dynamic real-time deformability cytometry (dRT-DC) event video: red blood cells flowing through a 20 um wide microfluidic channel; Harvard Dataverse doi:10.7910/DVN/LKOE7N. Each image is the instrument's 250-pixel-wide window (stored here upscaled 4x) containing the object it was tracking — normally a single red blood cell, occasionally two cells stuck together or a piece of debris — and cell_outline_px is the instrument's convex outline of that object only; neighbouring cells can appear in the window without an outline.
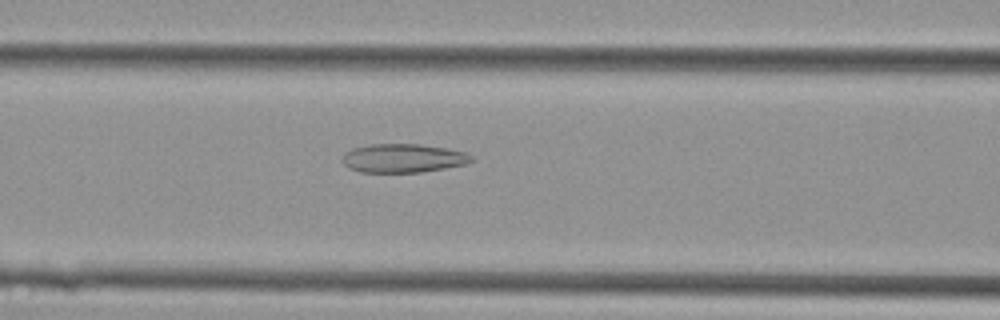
{"species": "Egyptian fruit bat (a non-hibernating species)", "species_latin": "Rousettus aegyptiacus", "temperature_condition": "cold", "stored_images_in_passage": 11, "camera_frame_rate_fps": 3000, "um_per_image_px": 0.085, "animal": {"sex": "female"}, "frame": {"image": 1, "passage_image": 7, "time_ms": 2.0, "image_size_px": [1000, 320], "cell_outline_px": [[476, 160], [464, 164], [444, 168], [420, 172], [360, 172], [348, 168], [340, 160], [344, 152], [352, 148], [368, 144], [420, 144], [448, 148], [464, 152], [472, 156]], "centroid_in_image_um": [34.22, 13.44], "position_along_channel_um": 132.4, "area_um2": 21.79}}
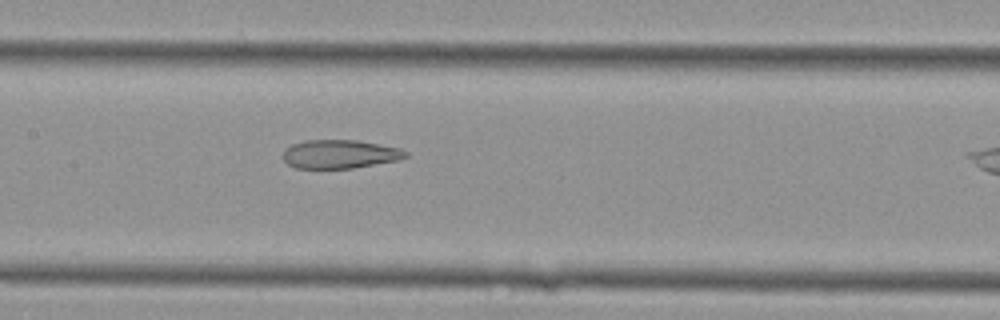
{"frame": {"image": 2, "passage_image": 10, "time_ms": 3.0, "image_size_px": [1000, 320], "cell_outline_px": [[408, 156], [400, 160], [352, 168], [296, 168], [288, 164], [280, 156], [284, 148], [292, 144], [304, 140], [356, 140], [400, 148], [408, 152]], "centroid_in_image_um": [28.85, 13.1], "position_along_channel_um": 178.5, "area_um2": 20.63}}